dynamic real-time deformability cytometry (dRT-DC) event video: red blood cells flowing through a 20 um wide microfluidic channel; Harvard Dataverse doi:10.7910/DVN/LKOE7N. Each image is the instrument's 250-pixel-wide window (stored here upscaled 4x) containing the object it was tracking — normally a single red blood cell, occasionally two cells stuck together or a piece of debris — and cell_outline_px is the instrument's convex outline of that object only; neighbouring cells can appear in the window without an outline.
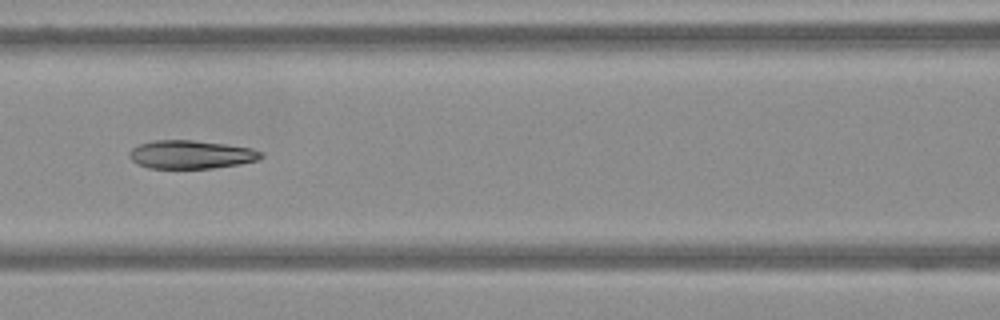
{"species": "Egyptian fruit bat (a non-hibernating species)", "species_latin": "Rousettus aegyptiacus", "temperature_condition": "warm", "stored_images_in_passage": 16, "camera_frame_rate_fps": 3000, "um_per_image_px": 0.085, "frame": {"image": 1, "passage_image": 10, "time_ms": 3.0, "image_size_px": [1000, 320], "cell_outline_px": [[264, 156], [260, 160], [240, 164], [212, 168], [148, 168], [136, 164], [128, 156], [128, 152], [132, 148], [140, 144], [156, 140], [192, 140], [224, 144], [252, 148], [264, 152]], "centroid_in_image_um": [16.25, 13.14], "position_along_channel_um": 150.3, "area_um2": 21.91}}